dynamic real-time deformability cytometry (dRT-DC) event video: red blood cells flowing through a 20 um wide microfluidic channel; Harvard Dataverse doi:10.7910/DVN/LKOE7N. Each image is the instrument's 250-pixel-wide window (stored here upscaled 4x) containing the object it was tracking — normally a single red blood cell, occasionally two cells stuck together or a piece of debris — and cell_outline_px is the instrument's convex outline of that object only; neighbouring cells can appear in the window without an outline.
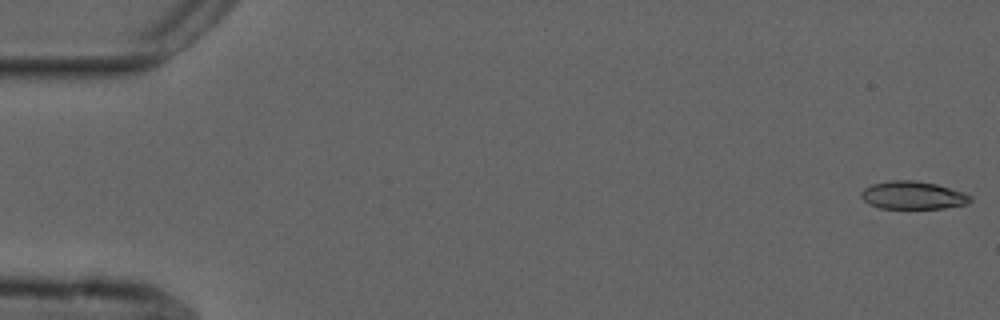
{"species": "common noctule bat (a hibernating species)", "species_latin": "Nyctalus noctula", "temperature_condition": "cold", "stored_images_in_passage": 11, "camera_frame_rate_fps": 3000, "um_per_image_px": 0.085, "animal": {"sex": "male", "forearm_length_mm": 52.5}, "frame": {"image": 1, "passage_image": 1, "time_ms": 0.0, "image_size_px": [1000, 320], "cell_outline_px": [[972, 200], [968, 204], [944, 208], [880, 208], [868, 204], [860, 196], [860, 192], [864, 188], [872, 184], [888, 180], [912, 180], [936, 184], [964, 192], [972, 196]], "centroid_in_image_um": [77.59, 16.59], "position_along_channel_um": 7.4, "area_um2": 17.86}}